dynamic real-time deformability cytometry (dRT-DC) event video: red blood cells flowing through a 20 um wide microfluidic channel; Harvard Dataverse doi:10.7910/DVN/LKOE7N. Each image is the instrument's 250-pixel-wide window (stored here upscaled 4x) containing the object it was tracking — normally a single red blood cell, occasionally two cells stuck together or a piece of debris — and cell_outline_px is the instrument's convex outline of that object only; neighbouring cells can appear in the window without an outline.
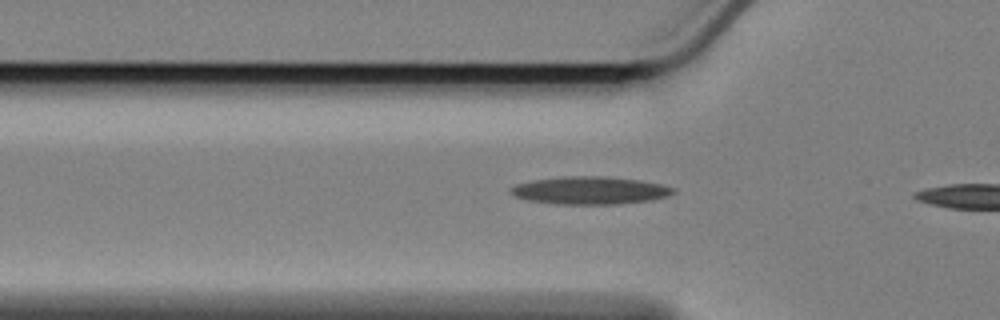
{"species": "Egyptian fruit bat (a non-hibernating species)", "species_latin": "Rousettus aegyptiacus", "temperature_condition": "cold", "stored_images_in_passage": 13, "camera_frame_rate_fps": 3000, "um_per_image_px": 0.085, "animal": {"sex": "female"}, "frame": {"image": 1, "passage_image": 3, "time_ms": 0.667, "image_size_px": [1000, 320], "cell_outline_px": [[676, 192], [652, 200], [620, 204], [556, 204], [528, 200], [516, 196], [508, 192], [508, 188], [516, 184], [532, 180], [560, 176], [604, 176], [640, 180], [660, 184], [676, 188]], "centroid_in_image_um": [50.11, 16.18], "position_along_channel_um": 75.7, "area_um2": 26.41}}
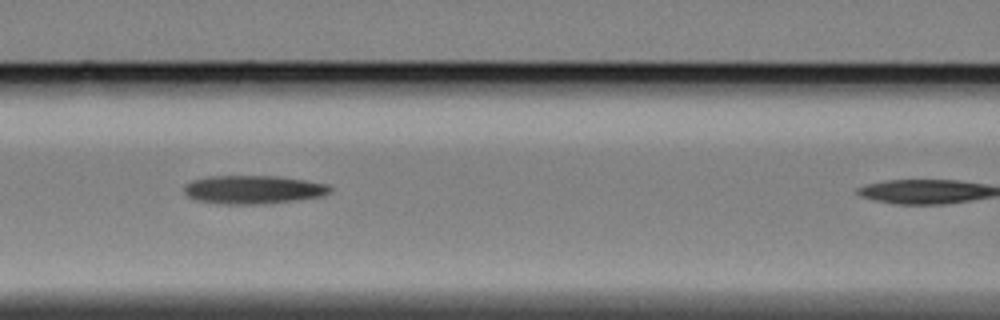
{"frame": {"image": 2, "passage_image": 9, "time_ms": 2.667, "image_size_px": [1000, 320], "cell_outline_px": [[332, 188], [328, 192], [320, 196], [296, 200], [260, 204], [224, 204], [196, 200], [188, 196], [184, 192], [184, 184], [192, 180], [208, 176], [276, 176], [304, 180], [328, 184]], "centroid_in_image_um": [21.48, 16.11], "position_along_channel_um": 145.1, "area_um2": 24.04}}
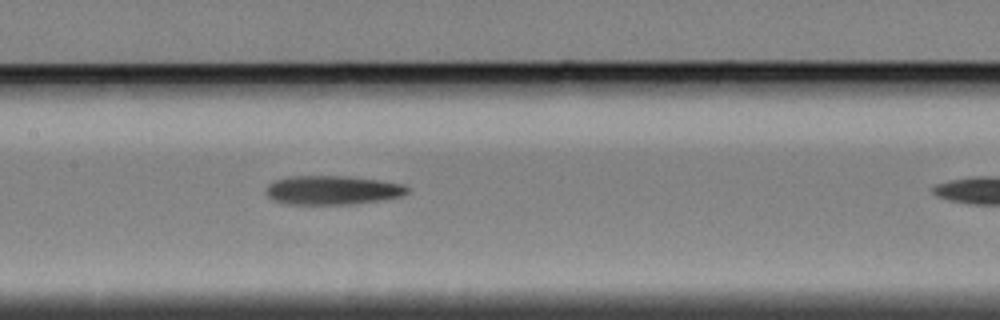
{"frame": {"image": 3, "passage_image": 12, "time_ms": 3.667, "image_size_px": [1000, 320], "cell_outline_px": [[408, 192], [400, 196], [380, 200], [352, 204], [284, 204], [272, 200], [268, 196], [268, 184], [276, 180], [288, 176], [348, 176], [380, 180], [404, 184], [408, 188]], "centroid_in_image_um": [28.25, 16.16], "position_along_channel_um": 179.1, "area_um2": 23.81}}